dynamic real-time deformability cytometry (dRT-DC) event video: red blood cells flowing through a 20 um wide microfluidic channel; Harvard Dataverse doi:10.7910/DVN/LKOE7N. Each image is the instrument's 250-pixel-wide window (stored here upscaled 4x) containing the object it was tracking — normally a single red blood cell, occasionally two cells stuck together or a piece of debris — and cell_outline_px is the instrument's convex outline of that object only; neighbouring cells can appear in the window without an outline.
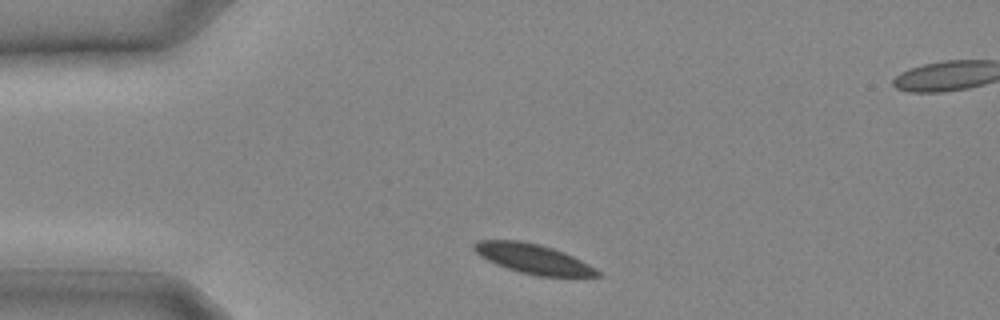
{"species": "common noctule bat (a hibernating species)", "species_latin": "Nyctalus noctula", "temperature_condition": "cold", "stored_images_in_passage": 12, "camera_frame_rate_fps": 3000, "um_per_image_px": 0.085, "animal": {"sex": "male", "body_mass_g": 20.4}, "frame": {"image": 1, "passage_image": 1, "time_ms": 0.0, "image_size_px": [1000, 320], "cell_outline_px": [[604, 276], [536, 276], [520, 272], [496, 264], [480, 256], [472, 248], [472, 244], [480, 240], [516, 240], [540, 244], [564, 252], [596, 268]], "centroid_in_image_um": [45.31, 21.99], "position_along_channel_um": 39.7, "area_um2": 21.15}}
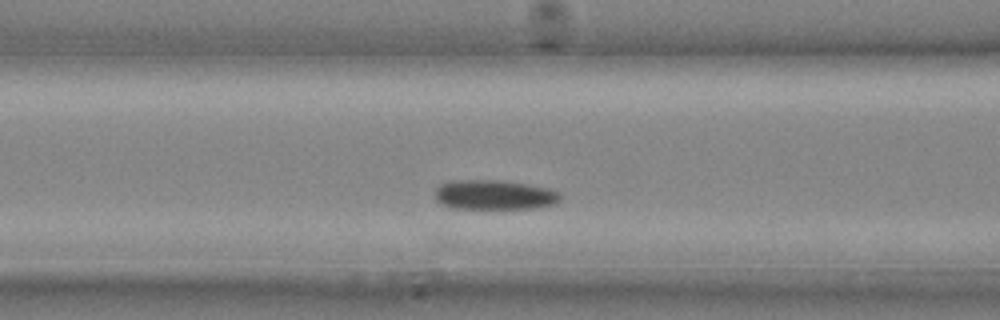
{"frame": {"image": 2, "passage_image": 6, "time_ms": 1.667, "image_size_px": [1000, 320], "cell_outline_px": [[560, 200], [552, 204], [540, 208], [448, 208], [440, 204], [432, 196], [432, 192], [440, 184], [448, 180], [504, 180], [528, 184], [548, 188], [560, 192]], "centroid_in_image_um": [41.94, 16.55], "position_along_channel_um": 124.7, "area_um2": 22.14}}
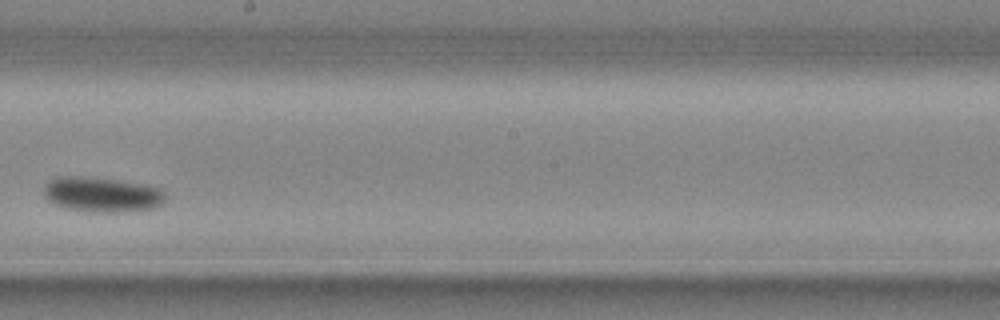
{"frame": {"image": 3, "passage_image": 11, "time_ms": 3.333, "image_size_px": [1000, 320], "cell_outline_px": [[164, 200], [156, 208], [136, 212], [92, 212], [64, 208], [52, 204], [44, 196], [44, 184], [48, 180], [56, 176], [84, 176], [116, 180], [140, 184], [160, 188], [164, 192]], "centroid_in_image_um": [8.62, 16.55], "position_along_channel_um": 239.6, "area_um2": 25.2}}